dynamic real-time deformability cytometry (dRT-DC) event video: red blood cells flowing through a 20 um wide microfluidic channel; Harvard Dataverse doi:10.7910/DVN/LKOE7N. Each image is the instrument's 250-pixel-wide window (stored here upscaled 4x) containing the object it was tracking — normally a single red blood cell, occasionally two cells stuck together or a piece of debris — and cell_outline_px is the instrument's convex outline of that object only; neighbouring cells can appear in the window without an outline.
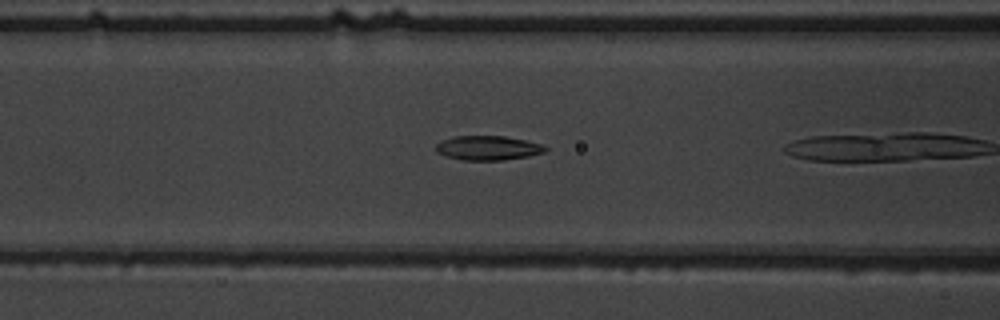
{"species": "common noctule bat (a hibernating species)", "species_latin": "Nyctalus noctula", "temperature_condition": "warm", "stored_images_in_passage": 8, "camera_frame_rate_fps": 3000, "um_per_image_px": 0.085, "animal": {"sex": "male", "body_mass_g": 19.5, "forearm_length_mm": 54.6}, "frame": {"image": 1, "passage_image": 4, "time_ms": 1.0, "image_size_px": [1000, 320], "cell_outline_px": [[548, 148], [544, 152], [528, 156], [504, 160], [460, 160], [444, 156], [436, 152], [436, 144], [440, 140], [456, 136], [504, 136], [524, 140], [540, 144]], "centroid_in_image_um": [41.41, 12.58], "position_along_channel_um": 125.2, "area_um2": 15.55}}
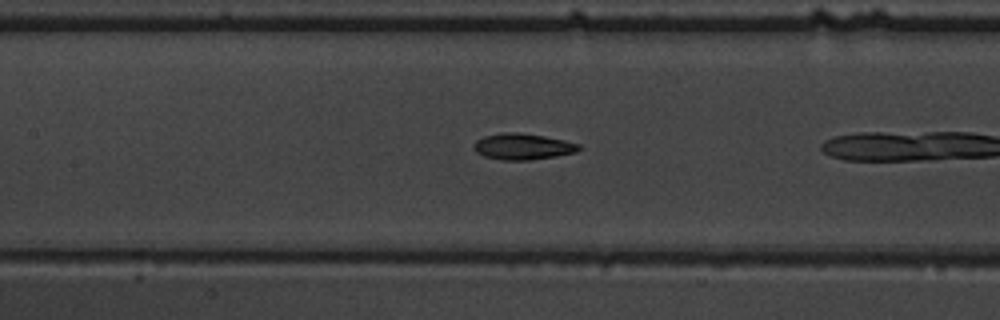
{"frame": {"image": 2, "passage_image": 7, "time_ms": 2.0, "image_size_px": [1000, 320], "cell_outline_px": [[580, 148], [576, 152], [556, 156], [528, 160], [504, 160], [484, 156], [476, 152], [472, 148], [472, 144], [476, 140], [484, 136], [500, 132], [520, 132], [544, 136], [564, 140], [580, 144]], "centroid_in_image_um": [44.39, 12.44], "position_along_channel_um": 163.0, "area_um2": 16.13}}